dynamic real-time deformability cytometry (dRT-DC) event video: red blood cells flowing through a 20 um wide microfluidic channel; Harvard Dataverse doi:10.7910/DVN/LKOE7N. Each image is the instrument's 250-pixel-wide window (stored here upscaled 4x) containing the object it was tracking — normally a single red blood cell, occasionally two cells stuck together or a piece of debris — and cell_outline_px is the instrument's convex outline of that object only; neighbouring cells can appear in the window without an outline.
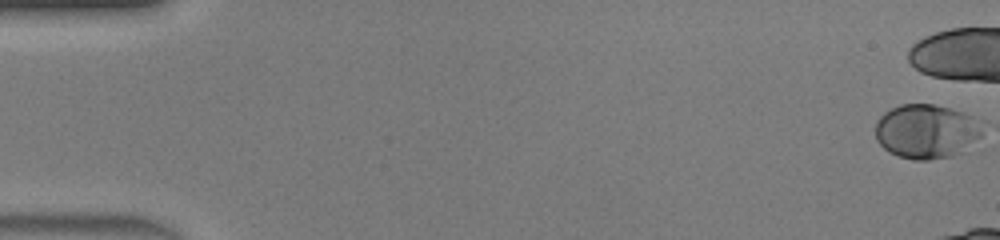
{"species": "human", "species_latin": "Homo sapiens", "temperature_condition": "warm", "stored_images_in_passage": 9, "camera_frame_rate_fps": 3000, "um_per_image_px": 0.085, "donor": {"sex": "male"}, "frame": {"image": 1, "passage_image": 1, "time_ms": 0.0, "image_size_px": [1000, 240], "cell_outline_px": [[984, 120], [980, 136], [952, 156], [928, 160], [912, 160], [896, 156], [888, 152], [876, 140], [876, 120], [884, 112], [900, 104], [932, 104], [948, 108]], "centroid_in_image_um": [78.7, 11.16], "position_along_channel_um": 6.3, "area_um2": 33.81}}